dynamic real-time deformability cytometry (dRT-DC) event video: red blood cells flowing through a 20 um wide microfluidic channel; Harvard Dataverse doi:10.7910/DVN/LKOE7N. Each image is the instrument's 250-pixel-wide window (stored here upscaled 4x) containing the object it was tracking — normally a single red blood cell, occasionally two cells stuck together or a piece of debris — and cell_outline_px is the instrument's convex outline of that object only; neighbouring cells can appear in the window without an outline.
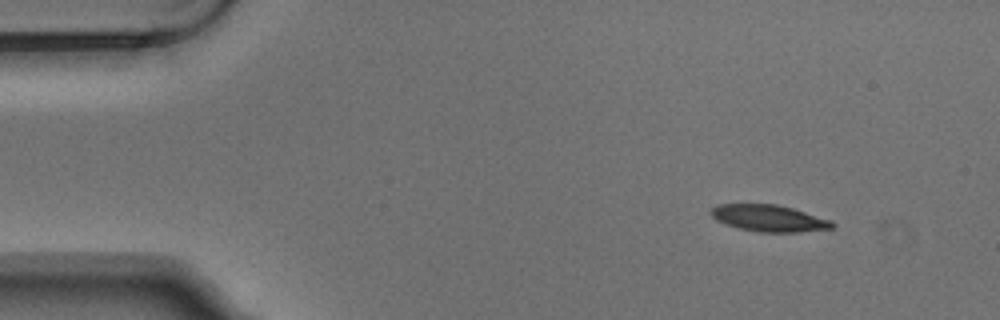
{"species": "Egyptian fruit bat (a non-hibernating species)", "species_latin": "Rousettus aegyptiacus", "temperature_condition": "warm", "stored_images_in_passage": 9, "camera_frame_rate_fps": 3000, "um_per_image_px": 0.085, "animal": {"sex": "male"}, "frame": {"image": 1, "passage_image": 1, "time_ms": 0.0, "image_size_px": [1000, 320], "cell_outline_px": [[836, 224], [832, 228], [796, 232], [760, 232], [740, 228], [724, 224], [716, 220], [708, 212], [716, 204], [776, 204], [792, 208], [832, 220]], "centroid_in_image_um": [65.34, 18.54], "position_along_channel_um": 19.7, "area_um2": 18.84}}
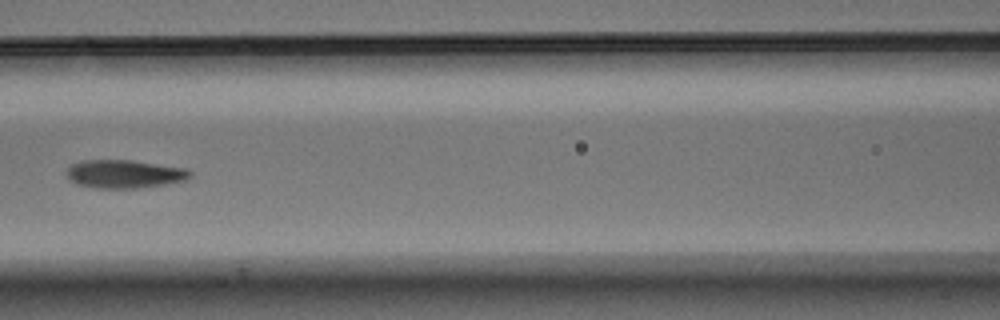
{"frame": {"image": 2, "passage_image": 6, "time_ms": 1.667, "image_size_px": [1000, 320], "cell_outline_px": [[192, 176], [184, 180], [164, 184], [136, 188], [96, 188], [76, 184], [68, 180], [68, 168], [72, 164], [84, 160], [132, 160], [188, 168], [192, 172]], "centroid_in_image_um": [10.59, 14.78], "position_along_channel_um": 156.0, "area_um2": 20.35}}
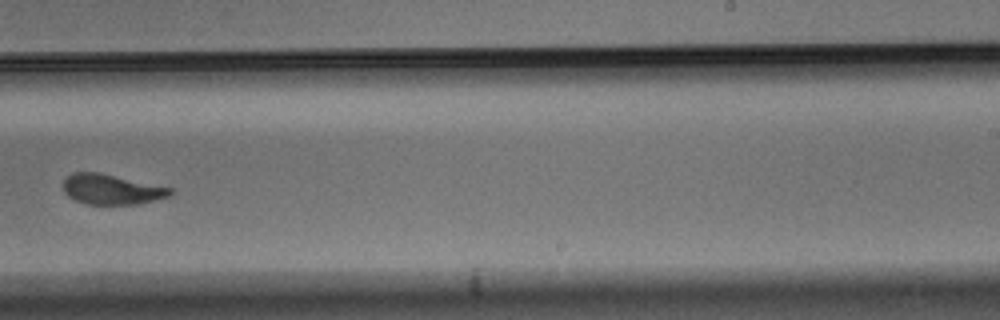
{"frame": {"image": 3, "passage_image": 9, "time_ms": 2.667, "image_size_px": [1000, 320], "cell_outline_px": [[172, 196], [140, 204], [88, 204], [76, 200], [68, 196], [64, 192], [64, 180], [72, 172], [96, 172], [172, 188]], "centroid_in_image_um": [9.5, 16.11], "position_along_channel_um": 279.5, "area_um2": 18.61}}